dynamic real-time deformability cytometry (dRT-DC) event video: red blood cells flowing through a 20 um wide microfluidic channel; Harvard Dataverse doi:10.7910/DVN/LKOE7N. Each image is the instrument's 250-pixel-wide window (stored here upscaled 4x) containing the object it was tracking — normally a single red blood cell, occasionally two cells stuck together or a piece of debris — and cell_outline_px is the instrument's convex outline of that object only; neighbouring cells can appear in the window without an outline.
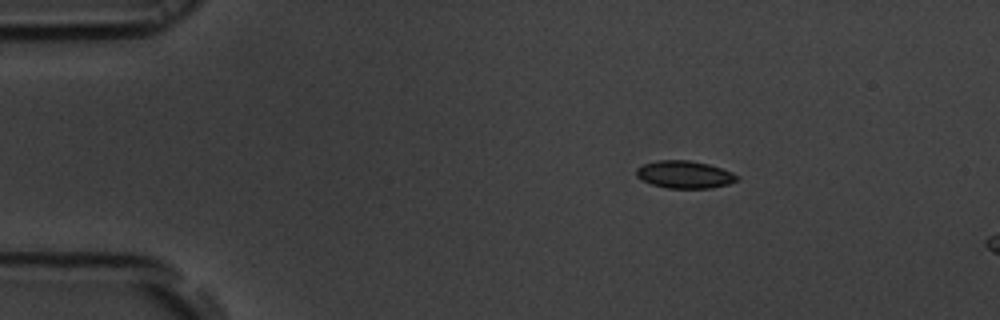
{"species": "common noctule bat (a hibernating species)", "species_latin": "Nyctalus noctula", "temperature_condition": "room temperature", "stored_images_in_passage": 15, "camera_frame_rate_fps": 3000, "um_per_image_px": 0.085, "animal": {"sex": "male", "body_mass_g": 19.5, "forearm_length_mm": 54.6}, "frame": {"image": 1, "passage_image": 9, "time_ms": 2.667, "image_size_px": [1000, 320], "cell_outline_px": [[740, 180], [728, 184], [712, 188], [668, 188], [652, 184], [636, 176], [636, 168], [644, 164], [656, 160], [688, 160], [708, 164], [732, 172], [740, 176]], "centroid_in_image_um": [58.22, 14.83], "position_along_channel_um": 26.8, "area_um2": 16.13}}